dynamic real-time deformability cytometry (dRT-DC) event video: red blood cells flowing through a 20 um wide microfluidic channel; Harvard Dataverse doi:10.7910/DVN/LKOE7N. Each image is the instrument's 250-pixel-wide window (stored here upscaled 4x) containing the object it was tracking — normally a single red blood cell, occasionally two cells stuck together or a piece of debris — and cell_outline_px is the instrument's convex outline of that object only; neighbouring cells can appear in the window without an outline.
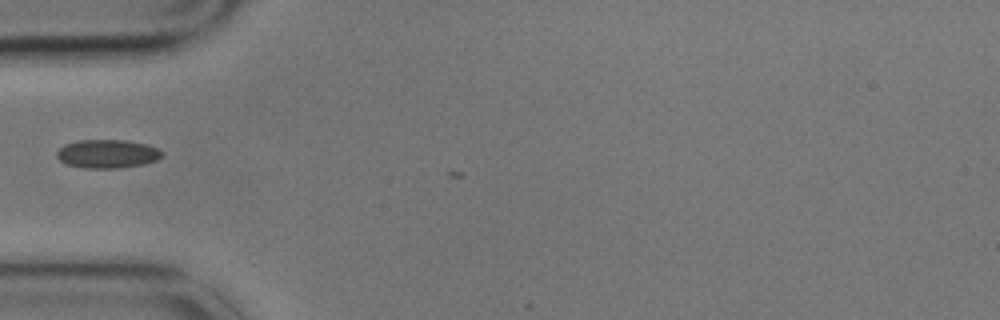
{"species": "common noctule bat (a hibernating species)", "species_latin": "Nyctalus noctula", "temperature_condition": "cold", "stored_images_in_passage": 8, "camera_frame_rate_fps": 3000, "um_per_image_px": 0.085, "animal": {"sex": "male", "body_mass_g": 17.9}, "frame": {"image": 1, "passage_image": 4, "time_ms": 1.0, "image_size_px": [1000, 320], "cell_outline_px": [[164, 156], [156, 160], [144, 164], [116, 168], [84, 168], [68, 164], [60, 160], [56, 156], [56, 152], [64, 144], [80, 140], [124, 140], [148, 144], [164, 152]], "centroid_in_image_um": [9.15, 13.07], "position_along_channel_um": 75.9, "area_um2": 17.51}}